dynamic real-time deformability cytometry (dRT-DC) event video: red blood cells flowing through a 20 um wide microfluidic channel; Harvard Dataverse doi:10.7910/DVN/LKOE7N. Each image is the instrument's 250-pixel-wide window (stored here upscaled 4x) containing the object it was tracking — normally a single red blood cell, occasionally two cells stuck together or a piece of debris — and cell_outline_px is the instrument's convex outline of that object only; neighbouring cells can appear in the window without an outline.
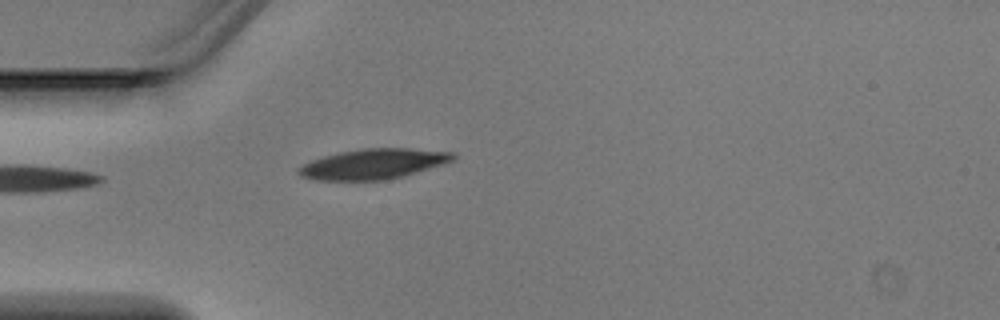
{"species": "Egyptian fruit bat (a non-hibernating species)", "species_latin": "Rousettus aegyptiacus", "temperature_condition": "warm", "stored_images_in_passage": 4, "camera_frame_rate_fps": 3000, "um_per_image_px": 0.085, "animal": {"sex": "male"}, "frame": {"image": 1, "passage_image": 4, "time_ms": 1.0, "image_size_px": [1000, 320], "cell_outline_px": [[456, 160], [444, 164], [400, 176], [384, 180], [316, 180], [300, 176], [296, 172], [296, 168], [312, 160], [324, 156], [340, 152], [364, 148], [408, 148], [456, 152]], "centroid_in_image_um": [31.74, 13.93], "position_along_channel_um": 53.3, "area_um2": 27.17}}